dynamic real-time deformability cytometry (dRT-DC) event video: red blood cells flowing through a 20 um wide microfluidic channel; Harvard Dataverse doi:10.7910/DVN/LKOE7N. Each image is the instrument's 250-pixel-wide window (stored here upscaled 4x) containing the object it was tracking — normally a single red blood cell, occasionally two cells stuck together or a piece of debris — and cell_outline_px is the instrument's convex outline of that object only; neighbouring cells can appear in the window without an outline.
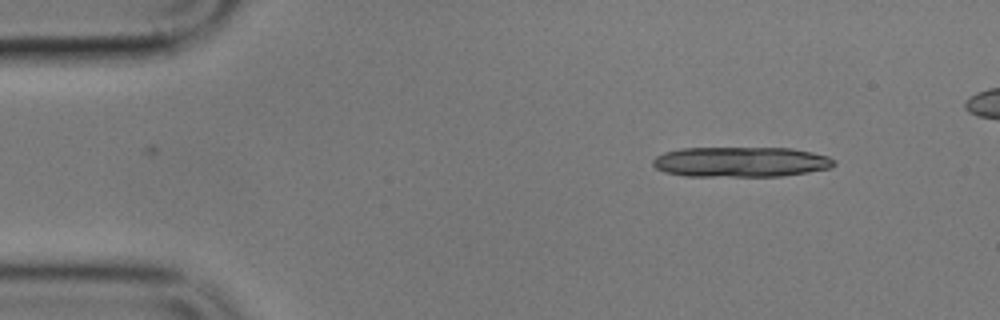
{"species": "common noctule bat (a hibernating species)", "species_latin": "Nyctalus noctula", "temperature_condition": "cold", "stored_images_in_passage": 4, "camera_frame_rate_fps": 3000, "um_per_image_px": 0.085, "animal": {"sex": "male", "body_mass_g": 17.9}, "frame": {"image": 1, "passage_image": 1, "time_ms": 0.0, "image_size_px": [1000, 320], "cell_outline_px": [[836, 164], [832, 168], [808, 172], [780, 176], [684, 176], [664, 172], [656, 168], [652, 164], [652, 160], [656, 156], [664, 152], [680, 148], [792, 148], [812, 152], [828, 156], [836, 160]], "centroid_in_image_um": [62.97, 13.76], "position_along_channel_um": 22.0, "area_um2": 32.14}}